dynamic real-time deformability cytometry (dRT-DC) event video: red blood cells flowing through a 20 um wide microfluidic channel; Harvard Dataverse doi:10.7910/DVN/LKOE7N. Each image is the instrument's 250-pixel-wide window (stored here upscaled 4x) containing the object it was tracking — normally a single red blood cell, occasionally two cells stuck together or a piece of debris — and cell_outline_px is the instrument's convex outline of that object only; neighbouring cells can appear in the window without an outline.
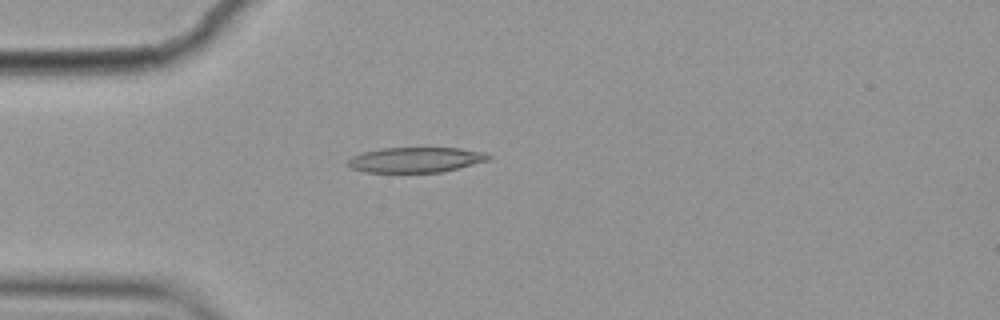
{"species": "common noctule bat (a hibernating species)", "species_latin": "Nyctalus noctula", "temperature_condition": "cold", "stored_images_in_passage": 3, "camera_frame_rate_fps": 3000, "um_per_image_px": 0.085, "animal": {"sex": "female", "body_mass_g": 19.9}, "frame": {"image": 1, "passage_image": 3, "time_ms": 0.667, "image_size_px": [1000, 320], "cell_outline_px": [[492, 156], [488, 160], [440, 172], [364, 172], [352, 168], [348, 164], [348, 160], [352, 156], [364, 152], [384, 148], [460, 148], [484, 152]], "centroid_in_image_um": [35.33, 13.58], "position_along_channel_um": 49.7, "area_um2": 20.35}}